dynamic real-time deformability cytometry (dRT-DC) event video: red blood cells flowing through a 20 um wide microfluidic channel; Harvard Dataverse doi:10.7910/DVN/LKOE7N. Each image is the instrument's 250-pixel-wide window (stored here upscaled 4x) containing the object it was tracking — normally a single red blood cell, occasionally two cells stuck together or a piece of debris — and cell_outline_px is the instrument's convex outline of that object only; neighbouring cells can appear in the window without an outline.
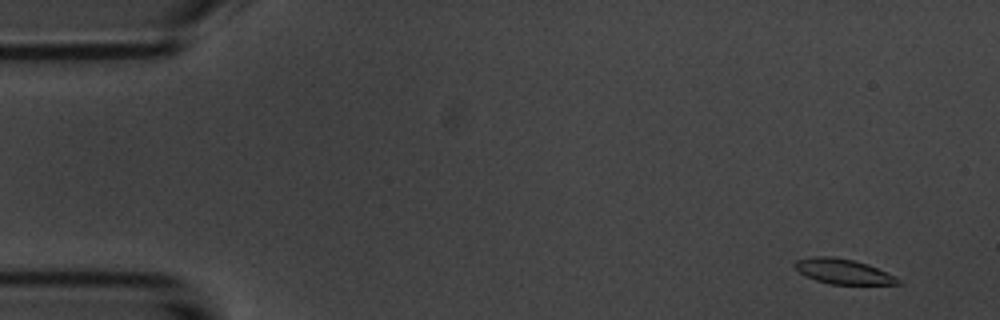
{"species": "common noctule bat (a hibernating species)", "species_latin": "Nyctalus noctula", "temperature_condition": "room temperature", "stored_images_in_passage": 54, "camera_frame_rate_fps": 3000, "um_per_image_px": 0.085, "animal": {"sex": "male", "body_mass_g": 20.1, "forearm_length_mm": 53.5}, "frame": {"image": 1, "passage_image": 3, "time_ms": 0.667, "image_size_px": [1000, 320], "cell_outline_px": [[900, 284], [832, 284], [816, 280], [804, 276], [792, 264], [796, 260], [812, 256], [832, 256], [852, 260], [868, 264], [900, 280]], "centroid_in_image_um": [71.58, 23.06], "position_along_channel_um": 13.4, "area_um2": 14.8}}
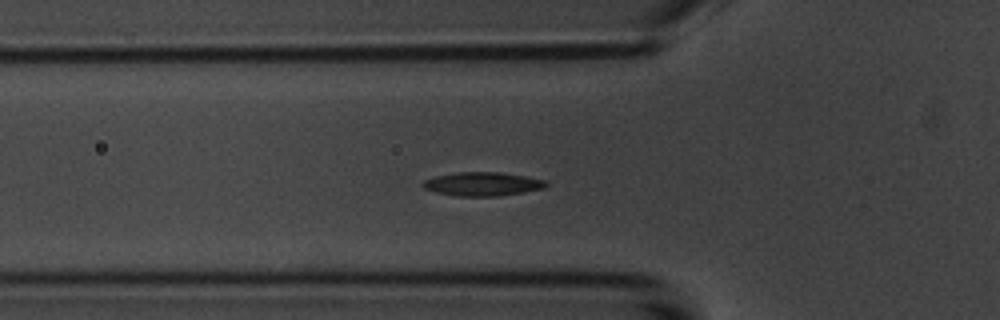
{"frame": {"image": 2, "passage_image": 18, "time_ms": 5.667, "image_size_px": [1000, 320], "cell_outline_px": [[548, 184], [544, 188], [524, 192], [500, 196], [456, 196], [436, 192], [424, 188], [420, 184], [424, 180], [436, 176], [456, 172], [500, 172], [548, 180]], "centroid_in_image_um": [41.02, 15.64], "position_along_channel_um": 84.8, "area_um2": 17.11}}
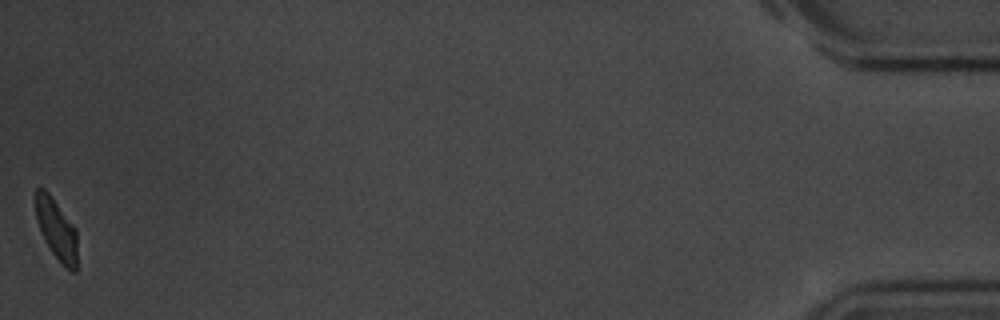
{"frame": {"image": 3, "passage_image": 54, "time_ms": 17.667, "image_size_px": [1000, 320], "cell_outline_px": [[76, 272], [72, 272], [64, 268], [60, 264], [44, 240], [40, 232], [36, 220], [36, 188], [44, 188], [52, 196], [76, 228]], "centroid_in_image_um": [4.8, 19.52], "position_along_channel_um": 430.4, "area_um2": 14.91}, "authors_computed_cell_mechanics": {"area_um2": 16.0395, "velocity_mm_per_s": 3.682, "shape_relaxation_time_tau1_ms": 2.4894, "shape_relaxation_time_tau2_ms": 1.7816, "deformation_change_tau1": 0.1101, "deformation_change_tau2": 0.0604}}